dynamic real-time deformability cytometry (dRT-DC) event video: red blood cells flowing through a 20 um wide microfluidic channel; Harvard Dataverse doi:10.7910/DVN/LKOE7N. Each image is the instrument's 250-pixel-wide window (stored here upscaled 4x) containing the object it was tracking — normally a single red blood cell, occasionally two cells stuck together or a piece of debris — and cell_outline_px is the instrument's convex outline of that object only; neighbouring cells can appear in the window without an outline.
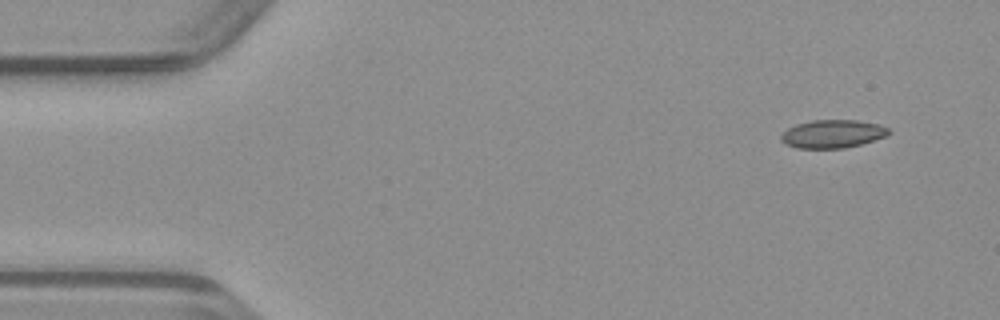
{"species": "common noctule bat (a hibernating species)", "species_latin": "Nyctalus noctula", "temperature_condition": "warm", "stored_images_in_passage": 46, "camera_frame_rate_fps": 3000, "um_per_image_px": 0.085, "animal": {"sex": "male", "body_mass_g": 23.1, "forearm_length_mm": 52.7}, "frame": {"image": 1, "passage_image": 1, "time_ms": 0.0, "image_size_px": [1000, 320], "cell_outline_px": [[892, 132], [888, 136], [860, 144], [844, 148], [796, 148], [780, 140], [780, 136], [788, 128], [796, 124], [812, 120], [856, 120], [876, 124], [888, 128]], "centroid_in_image_um": [70.78, 11.38], "position_along_channel_um": 14.2, "area_um2": 17.57}}
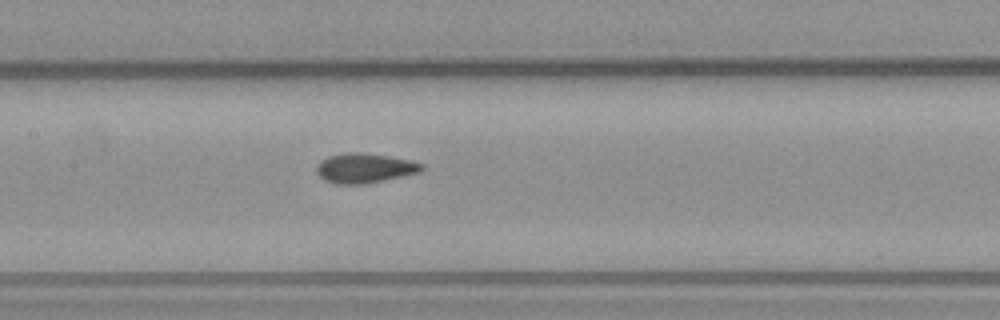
{"frame": {"image": 2, "passage_image": 20, "time_ms": 6.333, "image_size_px": [1000, 320], "cell_outline_px": [[424, 168], [420, 172], [384, 180], [364, 184], [336, 184], [324, 180], [316, 172], [316, 164], [320, 160], [328, 156], [348, 152], [364, 152], [412, 160], [424, 164]], "centroid_in_image_um": [30.98, 14.28], "position_along_channel_um": 176.4, "area_um2": 18.38}}
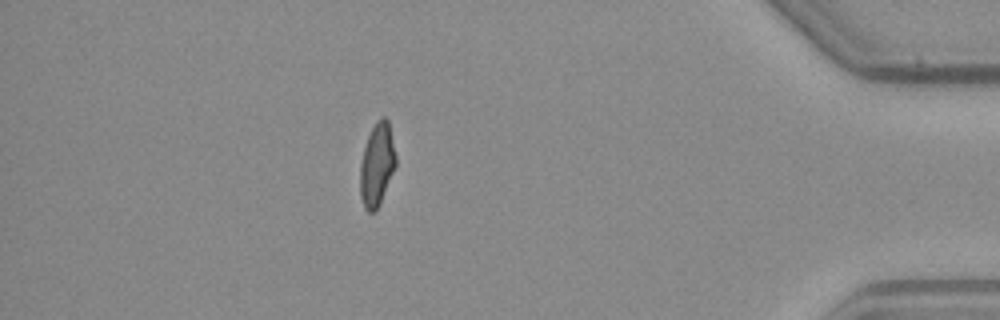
{"frame": {"image": 3, "passage_image": 40, "time_ms": 13.0, "image_size_px": [1000, 320], "cell_outline_px": [[396, 164], [380, 204], [372, 212], [368, 212], [364, 208], [360, 196], [360, 164], [364, 148], [368, 136], [376, 120], [384, 116], [388, 120], [396, 156]], "centroid_in_image_um": [32.03, 13.99], "position_along_channel_um": 403.2, "area_um2": 17.11}}